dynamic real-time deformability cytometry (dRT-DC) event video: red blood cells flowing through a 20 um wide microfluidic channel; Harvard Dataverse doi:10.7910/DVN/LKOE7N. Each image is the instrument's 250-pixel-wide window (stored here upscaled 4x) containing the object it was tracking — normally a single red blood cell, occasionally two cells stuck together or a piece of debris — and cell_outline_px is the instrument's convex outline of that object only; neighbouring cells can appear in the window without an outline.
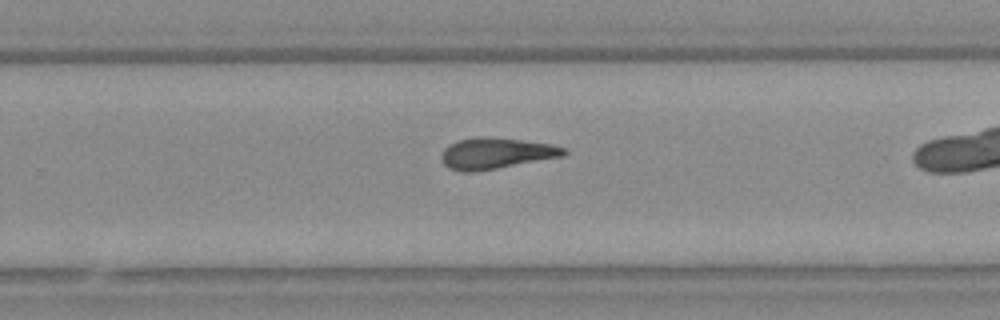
{"species": "Egyptian fruit bat (a non-hibernating species)", "species_latin": "Rousettus aegyptiacus", "temperature_condition": "warm", "stored_images_in_passage": 29, "camera_frame_rate_fps": 3000, "um_per_image_px": 0.085, "animal": {"sex": "female"}, "frame": {"image": 1, "passage_image": 21, "time_ms": 6.667, "image_size_px": [1000, 320], "cell_outline_px": [[568, 152], [564, 156], [496, 168], [472, 172], [460, 172], [448, 168], [444, 164], [440, 156], [444, 148], [448, 144], [456, 140], [488, 136], [492, 136], [552, 144], [568, 148]], "centroid_in_image_um": [42.16, 13.02], "position_along_channel_um": 287.6, "area_um2": 22.37}}